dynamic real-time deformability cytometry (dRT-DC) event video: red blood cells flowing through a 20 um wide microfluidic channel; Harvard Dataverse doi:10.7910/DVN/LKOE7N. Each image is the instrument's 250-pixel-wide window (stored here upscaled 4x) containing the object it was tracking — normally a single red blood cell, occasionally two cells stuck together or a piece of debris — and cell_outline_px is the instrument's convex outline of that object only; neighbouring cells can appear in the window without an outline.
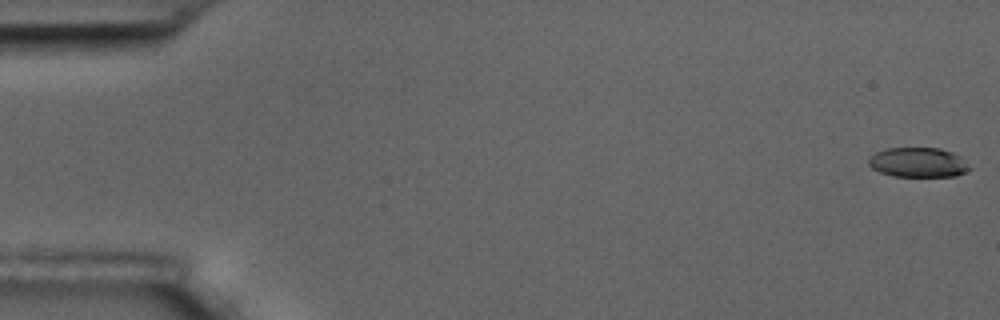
{"species": "common noctule bat (a hibernating species)", "species_latin": "Nyctalus noctula", "temperature_condition": "room temperature", "stored_images_in_passage": 57, "camera_frame_rate_fps": 3000, "um_per_image_px": 0.085, "animal": {"sex": "male", "body_mass_g": 17.5, "forearm_length_mm": 52.3}, "frame": {"image": 1, "passage_image": 1, "time_ms": 0.0, "image_size_px": [1000, 320], "cell_outline_px": [[972, 168], [956, 176], [892, 176], [880, 172], [872, 168], [868, 164], [868, 160], [876, 152], [888, 148], [940, 148], [952, 152], [960, 156]], "centroid_in_image_um": [78.05, 13.8], "position_along_channel_um": 6.9, "area_um2": 17.4}}
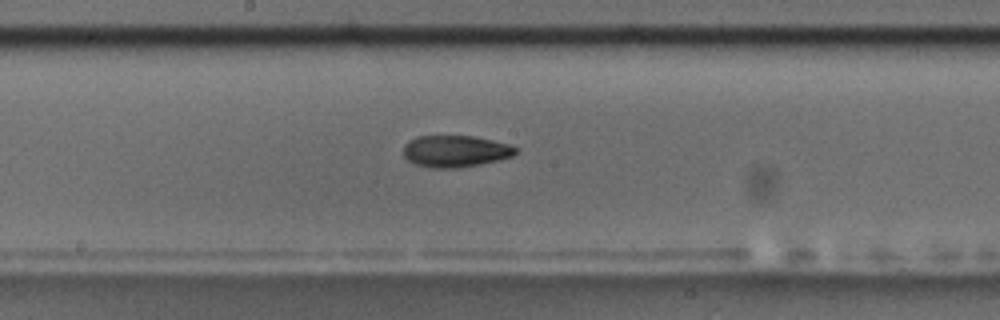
{"frame": {"image": 2, "passage_image": 30, "time_ms": 9.667, "image_size_px": [1000, 320], "cell_outline_px": [[516, 152], [512, 156], [500, 160], [480, 164], [456, 168], [428, 168], [416, 164], [408, 160], [404, 156], [404, 144], [408, 140], [416, 136], [472, 136], [512, 144], [516, 148]], "centroid_in_image_um": [38.7, 12.85], "position_along_channel_um": 209.5, "area_um2": 20.87}}
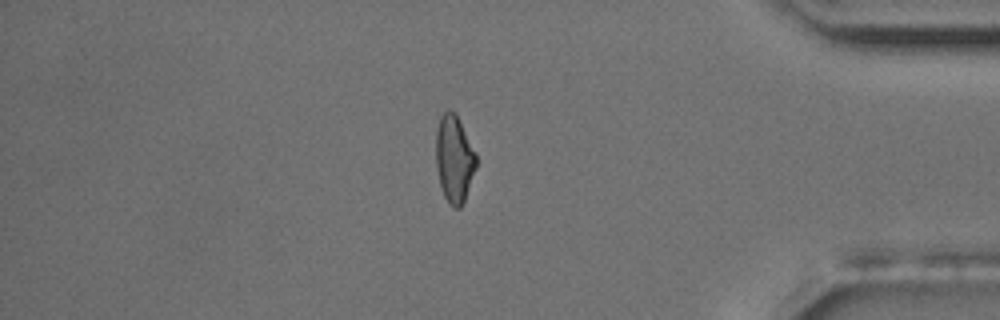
{"frame": {"image": 3, "passage_image": 48, "time_ms": 15.667, "image_size_px": [1000, 320], "cell_outline_px": [[476, 168], [464, 200], [460, 208], [452, 208], [448, 204], [444, 196], [440, 184], [436, 168], [436, 128], [440, 116], [444, 112], [456, 112], [476, 152]], "centroid_in_image_um": [38.6, 13.5], "position_along_channel_um": 396.6, "area_um2": 20.58}}